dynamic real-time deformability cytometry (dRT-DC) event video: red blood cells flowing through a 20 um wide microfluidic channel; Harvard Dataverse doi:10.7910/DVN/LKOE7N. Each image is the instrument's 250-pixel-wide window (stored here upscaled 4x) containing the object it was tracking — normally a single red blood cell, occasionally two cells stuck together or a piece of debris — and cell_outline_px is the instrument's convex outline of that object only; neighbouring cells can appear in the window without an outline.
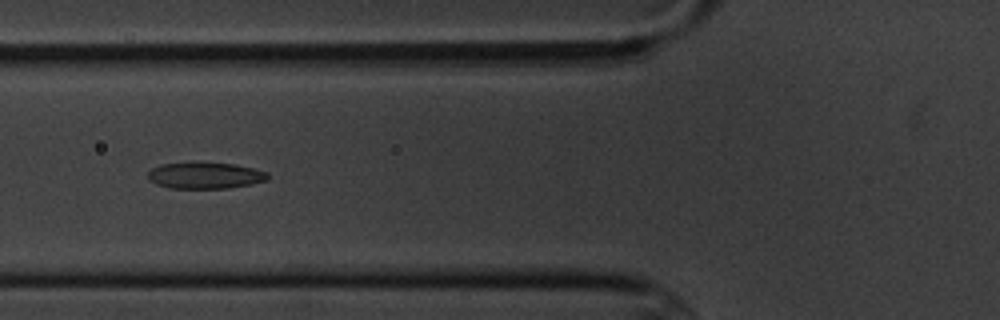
{"species": "common noctule bat (a hibernating species)", "species_latin": "Nyctalus noctula", "temperature_condition": "cold", "stored_images_in_passage": 8, "camera_frame_rate_fps": 3000, "um_per_image_px": 0.085, "animal": {"sex": "male", "body_mass_g": 20.1, "forearm_length_mm": 53.5}, "frame": {"image": 1, "passage_image": 6, "time_ms": 6.0, "image_size_px": [1000, 320], "cell_outline_px": [[268, 180], [252, 184], [228, 188], [168, 188], [156, 184], [148, 180], [148, 172], [152, 168], [160, 164], [192, 160], [196, 160], [236, 164], [268, 172]], "centroid_in_image_um": [17.4, 14.88], "position_along_channel_um": 108.4, "area_um2": 19.19}}
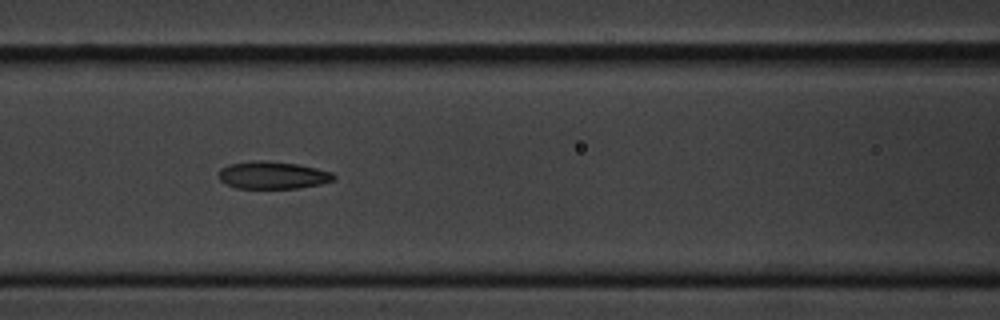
{"frame": {"image": 2, "passage_image": 7, "time_ms": 7.0, "image_size_px": [1000, 320], "cell_outline_px": [[336, 176], [332, 180], [320, 184], [296, 188], [236, 188], [220, 180], [220, 168], [228, 164], [256, 160], [296, 164], [316, 168], [332, 172]], "centroid_in_image_um": [23.17, 14.89], "position_along_channel_um": 143.4, "area_um2": 18.09}}
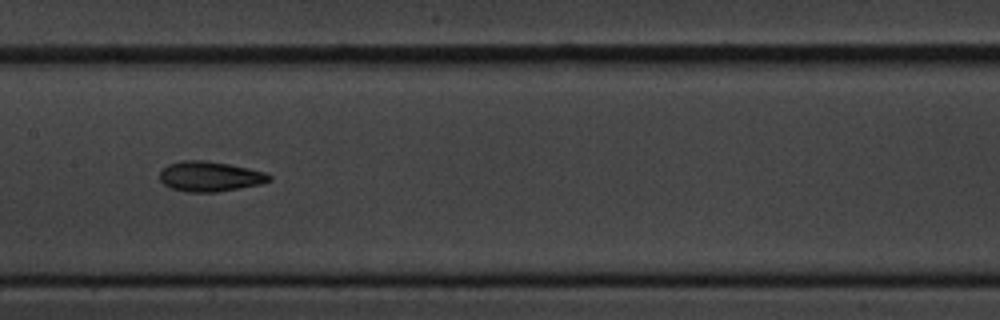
{"frame": {"image": 3, "passage_image": 8, "time_ms": 8.333, "image_size_px": [1000, 320], "cell_outline_px": [[272, 180], [264, 184], [216, 192], [188, 192], [172, 188], [164, 184], [160, 180], [160, 172], [168, 164], [180, 160], [204, 160], [228, 164], [248, 168], [264, 172], [272, 176]], "centroid_in_image_um": [17.87, 15.0], "position_along_channel_um": 189.5, "area_um2": 19.25}}